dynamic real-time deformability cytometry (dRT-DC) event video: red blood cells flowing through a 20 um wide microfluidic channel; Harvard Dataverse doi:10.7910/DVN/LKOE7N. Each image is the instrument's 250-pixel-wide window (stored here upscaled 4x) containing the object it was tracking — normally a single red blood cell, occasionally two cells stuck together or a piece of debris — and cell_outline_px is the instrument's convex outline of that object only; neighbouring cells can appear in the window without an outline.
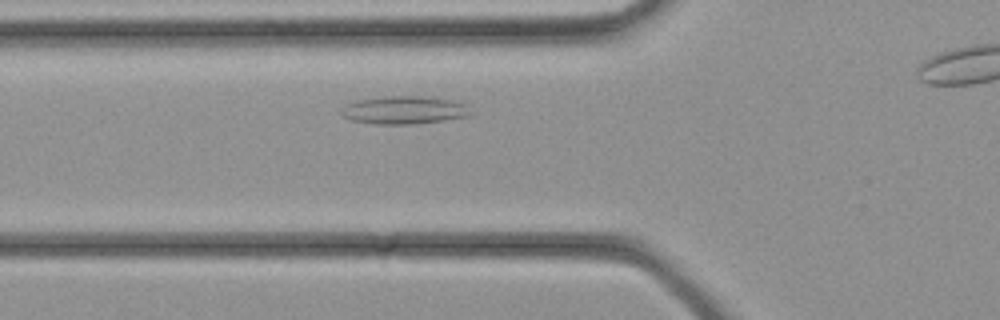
{"species": "common noctule bat (a hibernating species)", "species_latin": "Nyctalus noctula", "temperature_condition": "cold", "stored_images_in_passage": 12, "camera_frame_rate_fps": 3000, "um_per_image_px": 0.085, "animal": {"sex": "female", "body_mass_g": 21.9}, "frame": {"image": 1, "passage_image": 2, "time_ms": 0.333, "image_size_px": [1000, 320], "cell_outline_px": [[472, 116], [444, 120], [412, 124], [376, 124], [352, 120], [344, 116], [340, 112], [348, 104], [356, 100], [384, 96], [424, 96], [452, 100], [468, 104], [472, 112]], "centroid_in_image_um": [34.43, 9.35], "position_along_channel_um": 91.4, "area_um2": 21.15}}
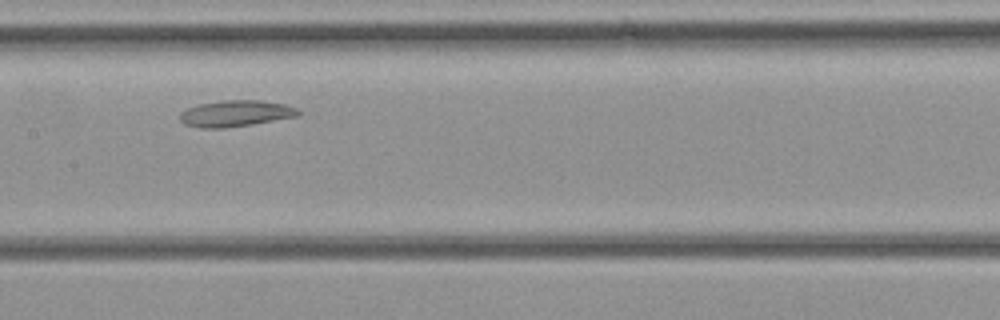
{"frame": {"image": 2, "passage_image": 7, "time_ms": 2.0, "image_size_px": [1000, 320], "cell_outline_px": [[300, 116], [252, 124], [224, 128], [200, 128], [184, 124], [180, 120], [180, 112], [188, 108], [200, 104], [224, 100], [260, 100], [284, 104], [296, 108], [300, 112]], "centroid_in_image_um": [20.03, 9.65], "position_along_channel_um": 187.4, "area_um2": 18.09}}
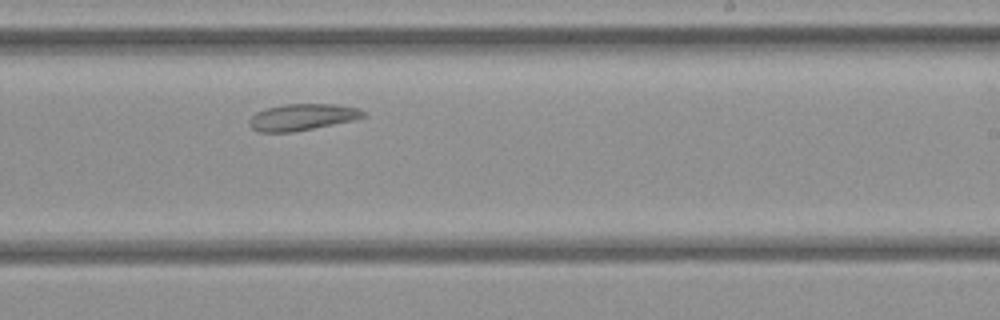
{"frame": {"image": 3, "passage_image": 11, "time_ms": 3.333, "image_size_px": [1000, 320], "cell_outline_px": [[368, 116], [352, 120], [292, 132], [260, 132], [252, 128], [248, 124], [248, 120], [256, 112], [264, 108], [284, 104], [336, 104], [356, 108], [364, 112]], "centroid_in_image_um": [25.64, 9.94], "position_along_channel_um": 263.4, "area_um2": 17.51}}